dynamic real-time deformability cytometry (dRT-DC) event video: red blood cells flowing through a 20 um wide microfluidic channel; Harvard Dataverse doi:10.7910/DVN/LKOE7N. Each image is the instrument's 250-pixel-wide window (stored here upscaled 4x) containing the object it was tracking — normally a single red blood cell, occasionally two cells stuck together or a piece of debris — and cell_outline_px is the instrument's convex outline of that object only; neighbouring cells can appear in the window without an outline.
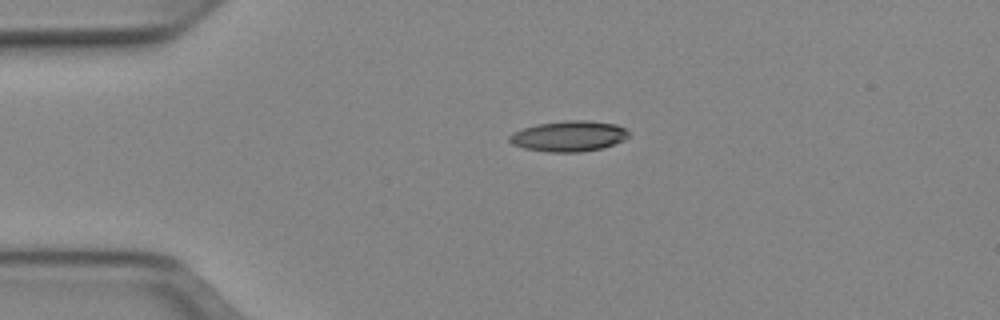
{"species": "Egyptian fruit bat (a non-hibernating species)", "species_latin": "Rousettus aegyptiacus", "temperature_condition": "cold", "stored_images_in_passage": 41, "camera_frame_rate_fps": 3000, "um_per_image_px": 0.085, "animal": {"sex": "female"}, "frame": {"image": 1, "passage_image": 1, "time_ms": 0.0, "image_size_px": [1000, 320], "cell_outline_px": [[628, 136], [624, 140], [604, 148], [580, 152], [548, 152], [524, 148], [512, 144], [508, 140], [508, 136], [512, 132], [536, 124], [564, 120], [588, 120], [616, 124], [628, 128]], "centroid_in_image_um": [48.36, 11.56], "position_along_channel_um": 36.6, "area_um2": 21.56}}
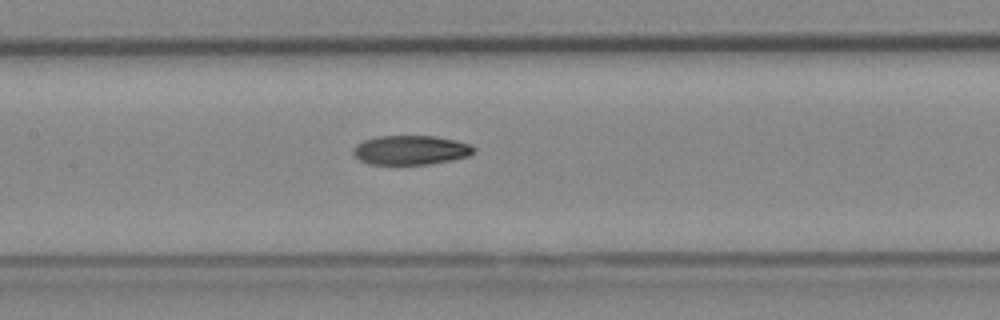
{"frame": {"image": 2, "passage_image": 14, "time_ms": 4.333, "image_size_px": [1000, 320], "cell_outline_px": [[476, 148], [468, 156], [452, 160], [428, 164], [368, 164], [360, 160], [352, 152], [352, 148], [356, 144], [364, 140], [380, 136], [436, 136], [456, 140], [472, 144]], "centroid_in_image_um": [34.92, 12.75], "position_along_channel_um": 172.5, "area_um2": 20.63}}
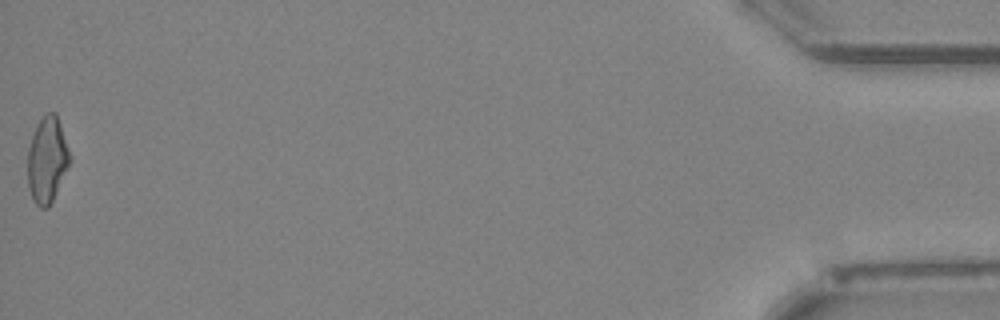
{"frame": {"image": 3, "passage_image": 41, "time_ms": 13.333, "image_size_px": [1000, 320], "cell_outline_px": [[72, 160], [48, 208], [40, 208], [32, 200], [28, 188], [28, 148], [32, 136], [44, 112], [56, 112], [72, 156]], "centroid_in_image_um": [4.02, 13.58], "position_along_channel_um": 431.2, "area_um2": 21.27}, "authors_computed_cell_mechanics": {"area_um2": 20.7502, "velocity_mm_per_s": 3.9542, "shape_relaxation_time_tau1_ms": null, "shape_relaxation_time_tau2_ms": 4.5233, "deformation_change_tau1": null, "deformation_change_tau2": 0.1135}}